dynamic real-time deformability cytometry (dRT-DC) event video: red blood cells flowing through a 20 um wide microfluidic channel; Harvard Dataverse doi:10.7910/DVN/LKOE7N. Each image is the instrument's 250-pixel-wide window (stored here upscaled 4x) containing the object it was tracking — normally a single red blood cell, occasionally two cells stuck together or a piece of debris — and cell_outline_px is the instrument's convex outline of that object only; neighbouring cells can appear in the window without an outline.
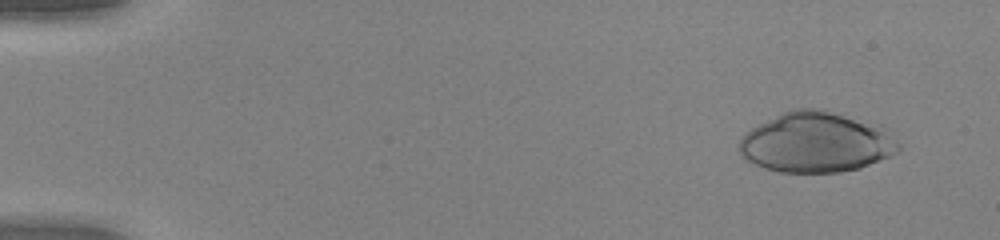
{"species": "human", "species_latin": "Homo sapiens", "temperature_condition": "warm", "stored_images_in_passage": 46, "camera_frame_rate_fps": 3000, "um_per_image_px": 0.085, "donor": {"sex": "female"}, "frame": {"image": 1, "passage_image": 4, "time_ms": 1.0, "image_size_px": [1000, 240], "cell_outline_px": [[900, 148], [896, 152], [888, 156], [860, 168], [840, 172], [780, 172], [764, 168], [748, 160], [736, 148], [744, 132], [792, 108], [824, 108], [880, 124], [900, 144]], "centroid_in_image_um": [69.38, 12.08], "position_along_channel_um": 15.6, "area_um2": 56.12}}
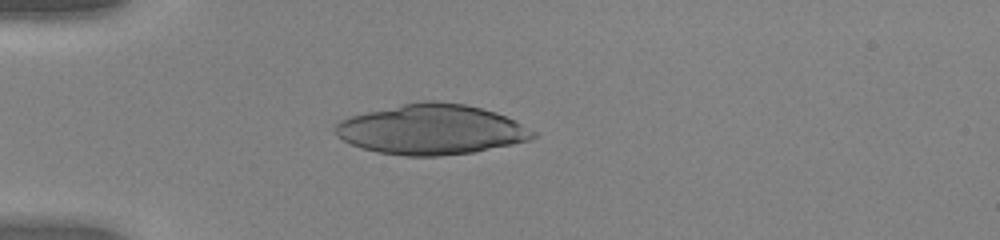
{"frame": {"image": 2, "passage_image": 15, "time_ms": 4.667, "image_size_px": [1000, 240], "cell_outline_px": [[536, 136], [528, 140], [512, 144], [472, 152], [440, 156], [404, 156], [376, 152], [360, 148], [336, 136], [332, 128], [340, 120], [348, 116], [404, 104], [424, 100], [436, 100], [464, 104], [496, 112], [536, 132]], "centroid_in_image_um": [36.61, 11.01], "position_along_channel_um": 48.4, "area_um2": 57.51}}
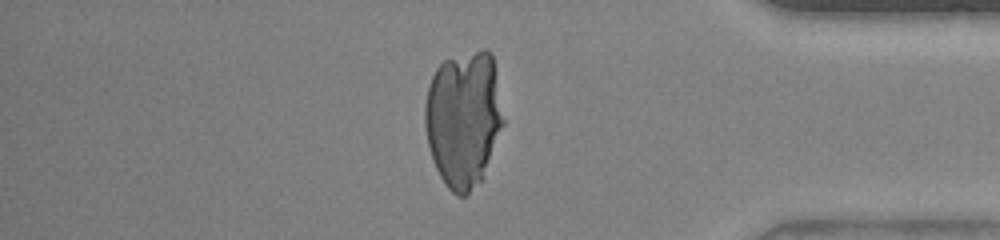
{"frame": {"image": 3, "passage_image": 44, "time_ms": 14.333, "image_size_px": [1000, 240], "cell_outline_px": [[504, 124], [480, 180], [464, 196], [456, 196], [444, 184], [436, 168], [428, 144], [424, 124], [424, 104], [428, 84], [436, 68], [444, 60], [484, 48], [492, 56], [504, 120]], "centroid_in_image_um": [39.36, 10.08], "position_along_channel_um": 395.8, "area_um2": 61.9}}